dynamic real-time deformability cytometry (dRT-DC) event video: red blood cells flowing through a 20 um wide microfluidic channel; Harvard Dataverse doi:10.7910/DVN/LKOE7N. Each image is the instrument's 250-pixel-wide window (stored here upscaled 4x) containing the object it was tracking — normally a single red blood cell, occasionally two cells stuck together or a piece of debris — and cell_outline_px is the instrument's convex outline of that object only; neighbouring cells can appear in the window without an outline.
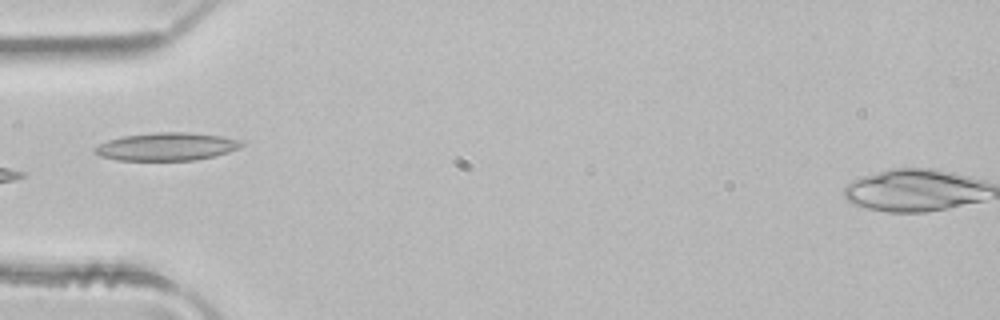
{"species": "common noctule bat (a hibernating species)", "species_latin": "Nyctalus noctula", "temperature_condition": "room temperature", "stored_images_in_passage": 3, "camera_frame_rate_fps": 3000, "um_per_image_px": 0.085, "animal": {"sex": "male", "body_mass_g": 21.5, "forearm_length_mm": 52.0}, "frame": {"image": 1, "passage_image": 3, "time_ms": 0.667, "image_size_px": [1000, 320], "cell_outline_px": [[244, 144], [240, 148], [216, 156], [196, 160], [116, 160], [100, 156], [92, 148], [108, 140], [124, 136], [152, 132], [188, 132], [220, 136], [240, 140]], "centroid_in_image_um": [14.18, 12.46], "position_along_channel_um": 70.8, "area_um2": 23.87}}